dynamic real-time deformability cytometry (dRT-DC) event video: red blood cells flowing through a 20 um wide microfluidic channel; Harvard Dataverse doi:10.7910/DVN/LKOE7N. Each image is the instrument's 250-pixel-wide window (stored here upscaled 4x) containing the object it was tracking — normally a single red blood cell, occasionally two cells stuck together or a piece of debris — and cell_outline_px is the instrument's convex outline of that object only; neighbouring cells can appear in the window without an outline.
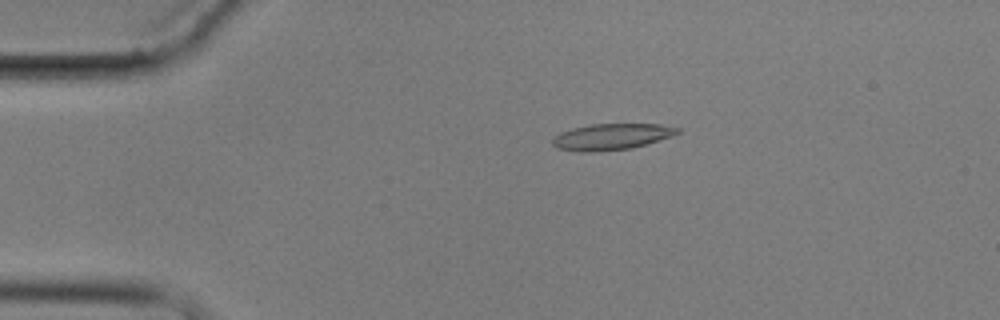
{"species": "common noctule bat (a hibernating species)", "species_latin": "Nyctalus noctula", "temperature_condition": "cold", "stored_images_in_passage": 6, "camera_frame_rate_fps": 3000, "um_per_image_px": 0.085, "animal": {"sex": "male", "body_mass_g": 17.9}, "frame": {"image": 1, "passage_image": 3, "time_ms": 2.667, "image_size_px": [1000, 320], "cell_outline_px": [[680, 132], [672, 136], [632, 148], [592, 152], [580, 152], [556, 148], [552, 144], [552, 140], [560, 132], [572, 128], [588, 124], [660, 124], [680, 128]], "centroid_in_image_um": [51.96, 11.62], "position_along_channel_um": 33.0, "area_um2": 19.13}}
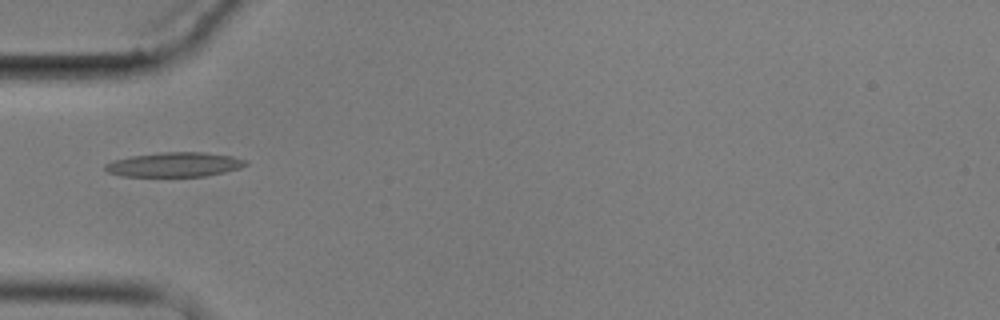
{"frame": {"image": 2, "passage_image": 5, "time_ms": 5.0, "image_size_px": [1000, 320], "cell_outline_px": [[248, 164], [240, 168], [224, 172], [204, 176], [120, 176], [108, 172], [104, 168], [104, 164], [112, 160], [132, 156], [160, 152], [204, 152], [232, 156], [248, 160]], "centroid_in_image_um": [14.83, 13.98], "position_along_channel_um": 70.2, "area_um2": 20.11}}
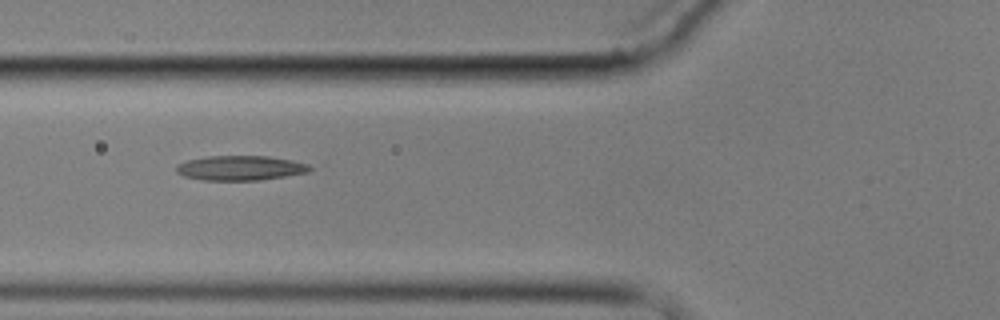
{"frame": {"image": 3, "passage_image": 6, "time_ms": 6.0, "image_size_px": [1000, 320], "cell_outline_px": [[312, 168], [308, 172], [260, 180], [204, 180], [184, 176], [176, 172], [176, 164], [188, 160], [208, 156], [268, 156], [292, 160], [308, 164]], "centroid_in_image_um": [20.41, 14.27], "position_along_channel_um": 105.4, "area_um2": 19.13}}